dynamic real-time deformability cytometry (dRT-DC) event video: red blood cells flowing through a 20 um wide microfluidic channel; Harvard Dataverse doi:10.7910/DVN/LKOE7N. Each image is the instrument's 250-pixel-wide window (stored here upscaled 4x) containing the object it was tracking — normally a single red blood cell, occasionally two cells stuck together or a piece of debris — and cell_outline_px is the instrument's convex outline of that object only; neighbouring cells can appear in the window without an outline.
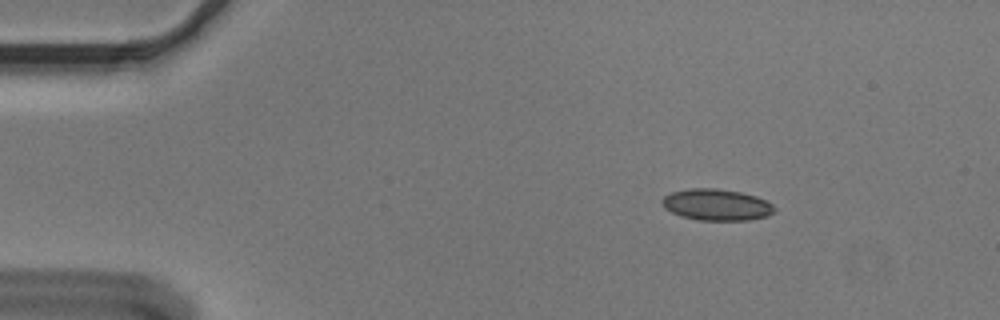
{"species": "Egyptian fruit bat (a non-hibernating species)", "species_latin": "Rousettus aegyptiacus", "temperature_condition": "cold", "stored_images_in_passage": 6, "camera_frame_rate_fps": 3000, "um_per_image_px": 0.085, "animal": {"sex": "male"}, "frame": {"image": 1, "passage_image": 1, "time_ms": 0.0, "image_size_px": [1000, 320], "cell_outline_px": [[776, 208], [768, 216], [748, 220], [696, 220], [680, 216], [664, 208], [660, 204], [660, 200], [664, 196], [672, 192], [688, 188], [716, 188], [740, 192], [756, 196], [768, 200]], "centroid_in_image_um": [60.88, 17.4], "position_along_channel_um": 24.1, "area_um2": 20.81}}
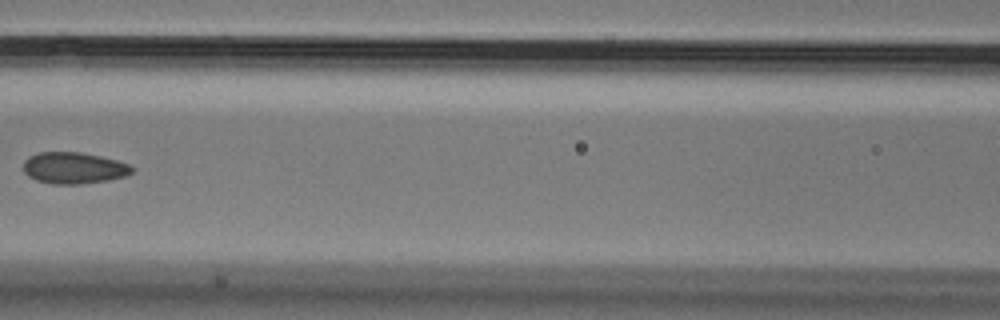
{"frame": {"image": 2, "passage_image": 5, "time_ms": 1.333, "image_size_px": [1000, 320], "cell_outline_px": [[136, 168], [132, 172], [124, 176], [108, 180], [80, 184], [52, 184], [36, 180], [28, 176], [24, 172], [24, 160], [28, 156], [40, 152], [80, 152], [100, 156], [116, 160], [128, 164]], "centroid_in_image_um": [6.26, 14.28], "position_along_channel_um": 160.3, "area_um2": 19.94}}
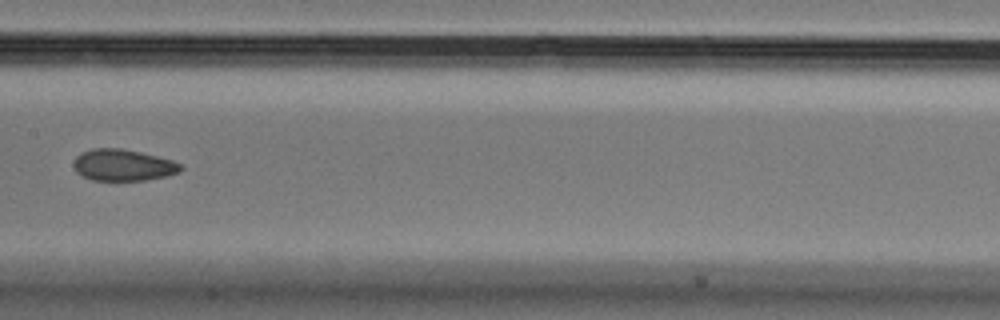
{"frame": {"image": 3, "passage_image": 6, "time_ms": 1.667, "image_size_px": [1000, 320], "cell_outline_px": [[184, 168], [180, 172], [164, 176], [144, 180], [92, 180], [76, 172], [72, 164], [76, 156], [92, 148], [120, 148], [140, 152], [172, 160], [180, 164]], "centroid_in_image_um": [10.45, 14.03], "position_along_channel_um": 197.0, "area_um2": 19.54}}